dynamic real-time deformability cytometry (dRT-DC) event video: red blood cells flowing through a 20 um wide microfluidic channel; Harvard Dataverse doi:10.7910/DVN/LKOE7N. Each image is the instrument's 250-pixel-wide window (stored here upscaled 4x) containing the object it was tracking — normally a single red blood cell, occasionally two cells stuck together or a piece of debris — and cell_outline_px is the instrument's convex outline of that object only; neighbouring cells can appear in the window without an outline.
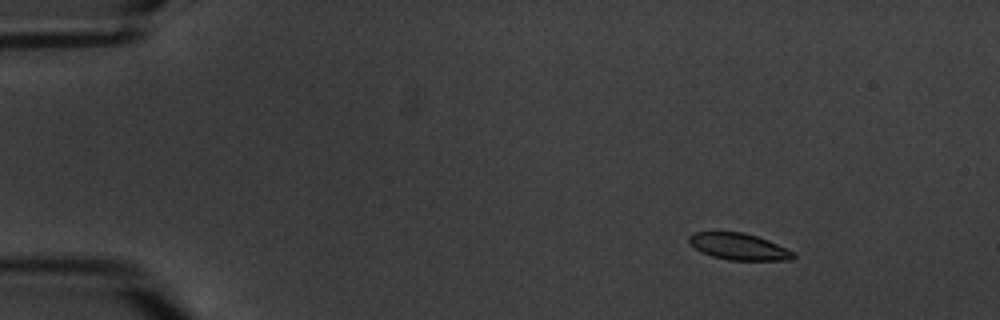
{"species": "common noctule bat (a hibernating species)", "species_latin": "Nyctalus noctula", "temperature_condition": "warm", "stored_images_in_passage": 15, "camera_frame_rate_fps": 3000, "um_per_image_px": 0.085, "animal": {"sex": "male", "body_mass_g": 20.1, "forearm_length_mm": 53.5}, "frame": {"image": 1, "passage_image": 2, "time_ms": 1.333, "image_size_px": [1000, 320], "cell_outline_px": [[796, 256], [792, 260], [728, 260], [712, 256], [700, 252], [688, 244], [688, 236], [692, 232], [744, 232], [768, 240], [796, 252]], "centroid_in_image_um": [62.78, 20.96], "position_along_channel_um": 22.2, "area_um2": 16.42}}
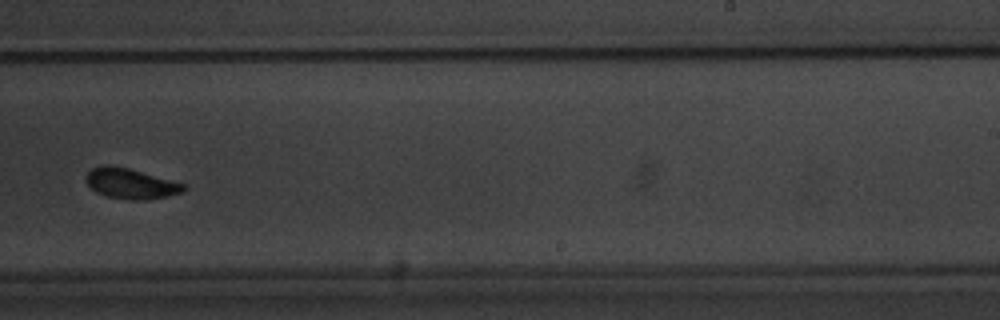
{"frame": {"image": 2, "passage_image": 10, "time_ms": 11.667, "image_size_px": [1000, 320], "cell_outline_px": [[188, 188], [184, 192], [168, 196], [144, 200], [128, 200], [108, 196], [96, 192], [84, 180], [84, 176], [92, 168], [104, 164], [112, 164], [128, 168], [188, 184]], "centroid_in_image_um": [11.14, 15.59], "position_along_channel_um": 277.9, "area_um2": 17.63}}
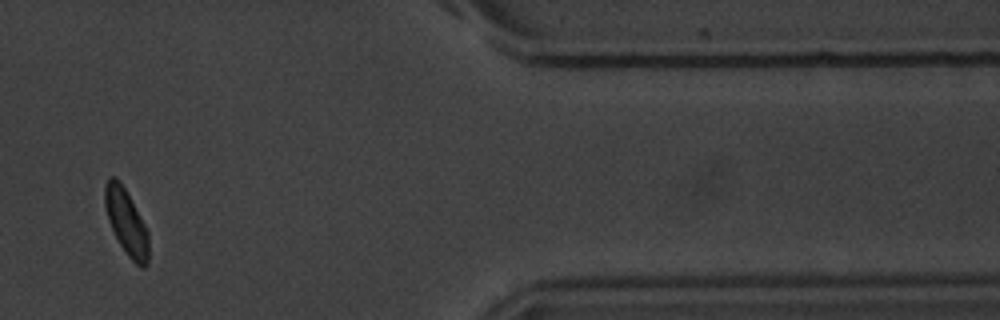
{"frame": {"image": 3, "passage_image": 14, "time_ms": 16.333, "image_size_px": [1000, 320], "cell_outline_px": [[148, 264], [144, 268], [140, 268], [128, 256], [120, 244], [108, 220], [104, 204], [104, 188], [108, 176], [116, 176], [120, 180], [144, 224], [148, 232]], "centroid_in_image_um": [10.72, 18.86], "position_along_channel_um": 400.7, "area_um2": 16.65}, "authors_computed_cell_mechanics": {"area_um2": 17.2244, "velocity_mm_per_s": 3.3536, "shape_relaxation_time_tau1_ms": 2.0643, "shape_relaxation_time_tau2_ms": 1.2269, "deformation_change_tau1": 0.1103, "deformation_change_tau2": 0.063}}